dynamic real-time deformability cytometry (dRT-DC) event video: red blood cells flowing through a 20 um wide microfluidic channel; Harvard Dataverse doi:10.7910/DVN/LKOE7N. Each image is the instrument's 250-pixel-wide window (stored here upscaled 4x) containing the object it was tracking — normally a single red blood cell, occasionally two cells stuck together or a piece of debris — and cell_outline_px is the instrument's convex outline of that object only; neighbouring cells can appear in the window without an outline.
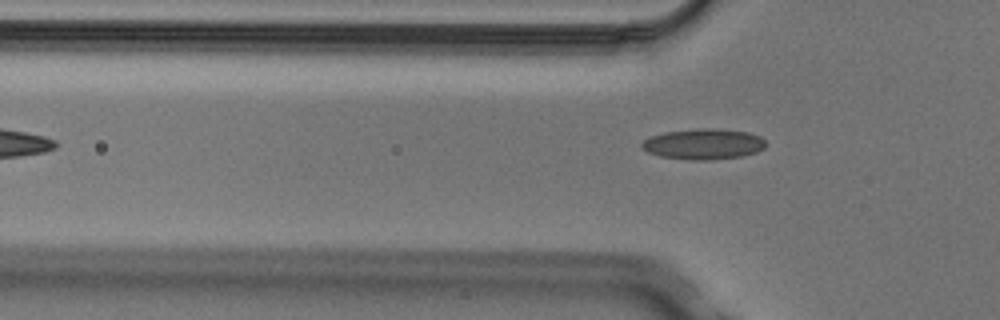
{"species": "Egyptian fruit bat (a non-hibernating species)", "species_latin": "Rousettus aegyptiacus", "temperature_condition": "cold", "stored_images_in_passage": 6, "camera_frame_rate_fps": 3000, "um_per_image_px": 0.085, "animal": {"sex": "male"}, "frame": {"image": 1, "passage_image": 6, "time_ms": 1.667, "image_size_px": [1000, 320], "cell_outline_px": [[764, 148], [756, 152], [744, 156], [708, 160], [692, 160], [660, 156], [648, 152], [640, 148], [640, 144], [644, 140], [652, 136], [664, 132], [696, 128], [712, 128], [748, 132], [760, 136], [764, 140]], "centroid_in_image_um": [59.78, 12.24], "position_along_channel_um": 66.0, "area_um2": 22.2}}